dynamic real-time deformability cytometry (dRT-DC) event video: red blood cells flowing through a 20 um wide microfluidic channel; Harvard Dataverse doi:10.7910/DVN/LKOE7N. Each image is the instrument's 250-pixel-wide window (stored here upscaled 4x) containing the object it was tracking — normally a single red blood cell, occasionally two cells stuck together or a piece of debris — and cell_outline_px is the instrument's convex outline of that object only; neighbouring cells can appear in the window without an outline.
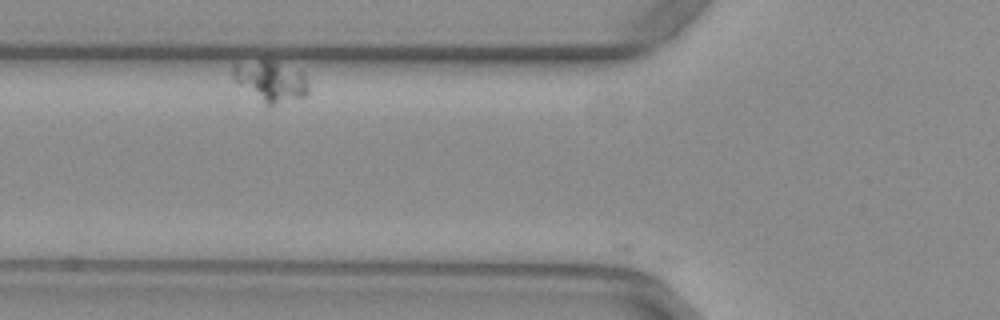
{"species": "common noctule bat (a hibernating species)", "species_latin": "Nyctalus noctula", "temperature_condition": "warm", "stored_images_in_passage": 7, "camera_frame_rate_fps": 3000, "um_per_image_px": 0.085, "animal": {"sex": "female", "body_mass_g": 29.2, "forearm_length_mm": 56.3}, "frame": {"image": 1, "passage_image": 3, "time_ms": 0.667, "image_size_px": [1000, 320], "cell_outline_px": [[308, 96], [300, 100], [268, 108], [236, 84], [232, 76], [232, 64], [260, 60], [272, 60], [304, 72], [308, 84]], "centroid_in_image_um": [23.02, 6.97], "position_along_channel_um": 102.8, "area_um2": 18.96}}